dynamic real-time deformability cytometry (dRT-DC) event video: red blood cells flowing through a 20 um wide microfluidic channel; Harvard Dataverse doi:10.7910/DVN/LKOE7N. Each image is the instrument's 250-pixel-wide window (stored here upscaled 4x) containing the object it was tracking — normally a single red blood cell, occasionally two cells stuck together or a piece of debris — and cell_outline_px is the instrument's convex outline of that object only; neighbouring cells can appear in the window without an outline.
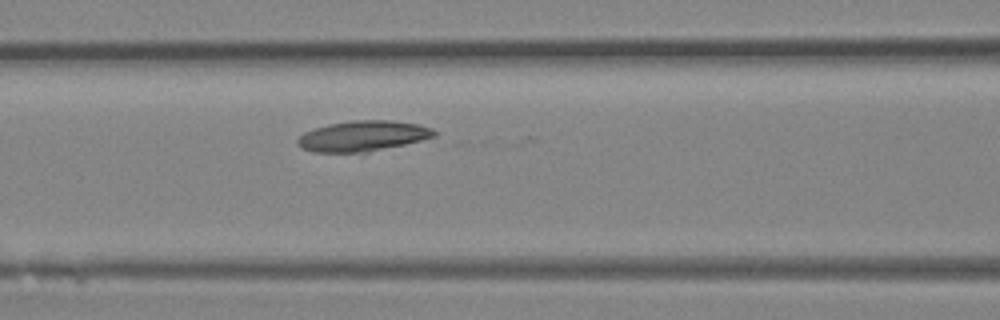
{"species": "Egyptian fruit bat (a non-hibernating species)", "species_latin": "Rousettus aegyptiacus", "temperature_condition": "room temperature", "stored_images_in_passage": 10, "camera_frame_rate_fps": 3000, "um_per_image_px": 0.085, "animal": {"sex": "female"}, "frame": {"image": 1, "passage_image": 8, "time_ms": 2.333, "image_size_px": [1000, 320], "cell_outline_px": [[436, 136], [404, 144], [368, 152], [316, 152], [300, 148], [296, 144], [296, 140], [304, 132], [328, 124], [352, 120], [388, 120], [420, 124], [432, 128], [436, 132]], "centroid_in_image_um": [30.82, 11.55], "position_along_channel_um": 135.8, "area_um2": 24.22}}